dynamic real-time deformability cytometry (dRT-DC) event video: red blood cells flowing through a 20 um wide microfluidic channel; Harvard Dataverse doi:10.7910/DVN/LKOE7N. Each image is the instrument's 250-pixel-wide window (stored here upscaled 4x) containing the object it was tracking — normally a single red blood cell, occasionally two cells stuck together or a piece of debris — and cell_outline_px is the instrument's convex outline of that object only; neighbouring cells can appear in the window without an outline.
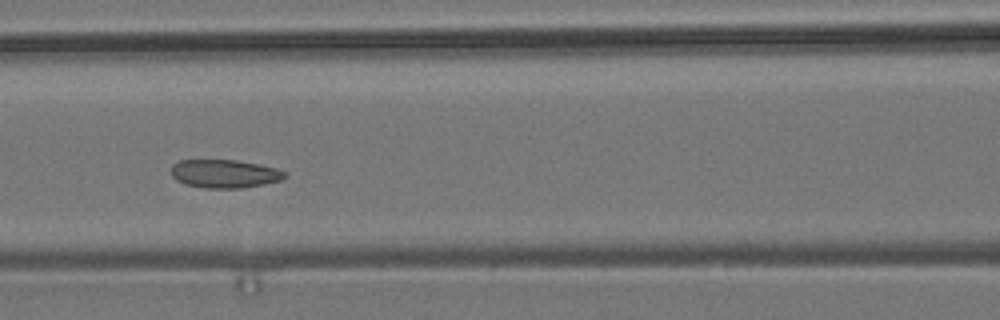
{"species": "common noctule bat (a hibernating species)", "species_latin": "Nyctalus noctula", "temperature_condition": "room temperature", "stored_images_in_passage": 6, "camera_frame_rate_fps": 3000, "um_per_image_px": 0.085, "animal": {"sex": "male", "body_mass_g": 19.2, "forearm_length_mm": 51.8}, "frame": {"image": 1, "passage_image": 6, "time_ms": 5.667, "image_size_px": [1000, 320], "cell_outline_px": [[288, 176], [280, 180], [264, 184], [244, 188], [204, 188], [184, 184], [176, 180], [172, 176], [172, 164], [180, 160], [236, 160], [276, 168], [288, 172]], "centroid_in_image_um": [19.1, 14.77], "position_along_channel_um": 147.5, "area_um2": 18.84}}